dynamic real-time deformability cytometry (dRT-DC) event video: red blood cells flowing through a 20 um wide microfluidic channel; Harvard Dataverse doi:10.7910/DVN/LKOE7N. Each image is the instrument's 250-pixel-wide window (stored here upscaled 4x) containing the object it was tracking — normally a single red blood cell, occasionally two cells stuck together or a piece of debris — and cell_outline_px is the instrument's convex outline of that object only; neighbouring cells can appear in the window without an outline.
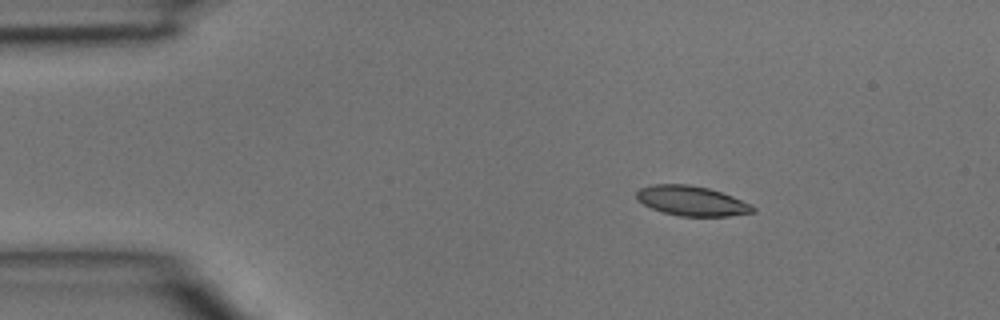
{"species": "common noctule bat (a hibernating species)", "species_latin": "Nyctalus noctula", "temperature_condition": "room temperature", "stored_images_in_passage": 2, "camera_frame_rate_fps": 3000, "um_per_image_px": 0.085, "animal": {"sex": "male", "body_mass_g": 15.6}, "frame": {"image": 1, "passage_image": 1, "time_ms": 0.0, "image_size_px": [1000, 320], "cell_outline_px": [[756, 212], [728, 216], [680, 216], [664, 212], [652, 208], [636, 200], [636, 192], [640, 188], [652, 184], [688, 184], [708, 188], [732, 196], [752, 204], [756, 208]], "centroid_in_image_um": [58.8, 17.07], "position_along_channel_um": 26.2, "area_um2": 20.23}}
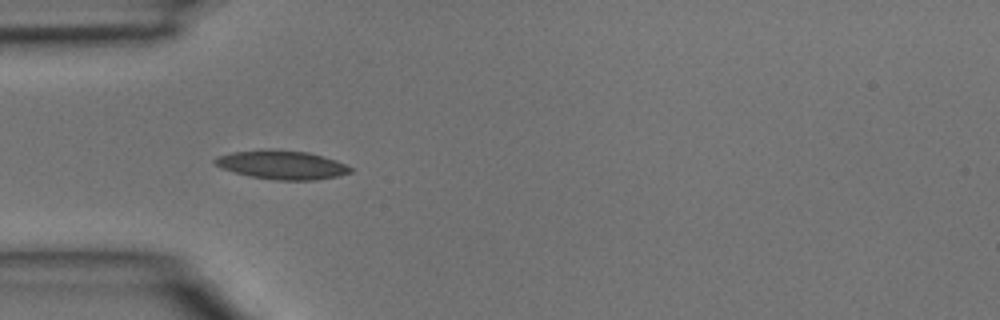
{"frame": {"image": 2, "passage_image": 2, "time_ms": 0.333, "image_size_px": [1000, 320], "cell_outline_px": [[352, 172], [340, 176], [316, 180], [276, 180], [252, 176], [236, 172], [224, 168], [216, 164], [212, 160], [216, 156], [232, 152], [268, 148], [308, 152], [336, 160], [352, 168]], "centroid_in_image_um": [23.98, 14.0], "position_along_channel_um": 61.0, "area_um2": 22.72}}